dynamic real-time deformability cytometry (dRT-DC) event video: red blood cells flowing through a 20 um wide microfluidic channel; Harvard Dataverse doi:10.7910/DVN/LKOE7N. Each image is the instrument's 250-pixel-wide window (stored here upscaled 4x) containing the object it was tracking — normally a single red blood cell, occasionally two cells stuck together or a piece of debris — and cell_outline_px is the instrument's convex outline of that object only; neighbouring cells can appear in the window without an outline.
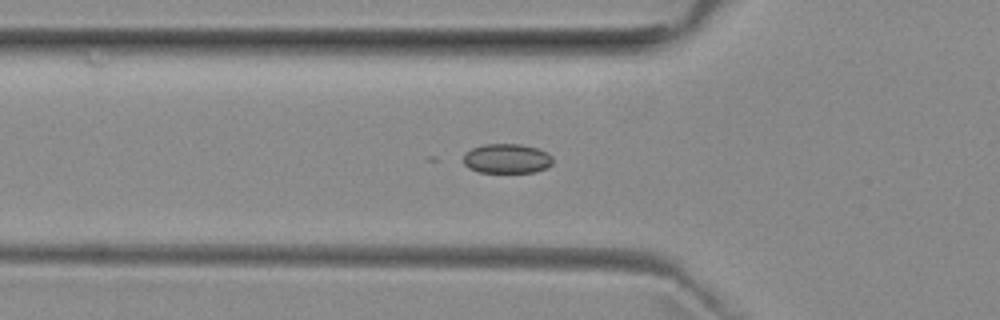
{"species": "common noctule bat (a hibernating species)", "species_latin": "Nyctalus noctula", "temperature_condition": "room temperature", "stored_images_in_passage": 48, "camera_frame_rate_fps": 3000, "um_per_image_px": 0.085, "animal": {"sex": "female", "body_mass_g": 29.2, "forearm_length_mm": 56.3}, "frame": {"image": 1, "passage_image": 17, "time_ms": 5.333, "image_size_px": [1000, 320], "cell_outline_px": [[552, 164], [548, 168], [536, 172], [480, 172], [468, 168], [464, 164], [464, 156], [472, 148], [484, 144], [520, 144], [536, 148], [548, 152], [552, 156]], "centroid_in_image_um": [43.12, 13.48], "position_along_channel_um": 82.7, "area_um2": 15.43}}
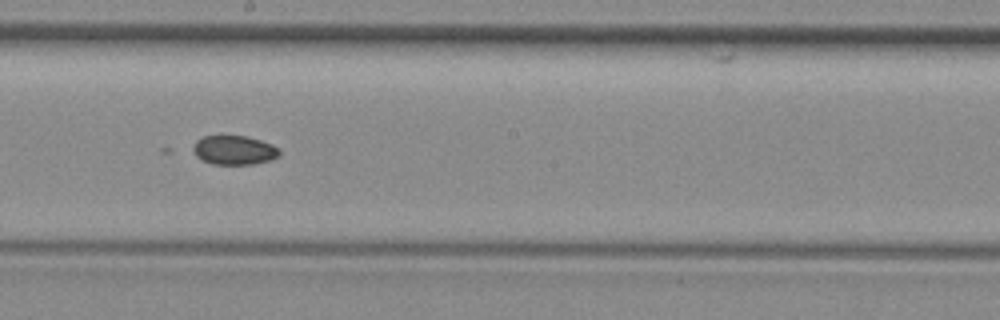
{"frame": {"image": 2, "passage_image": 28, "time_ms": 9.0, "image_size_px": [1000, 320], "cell_outline_px": [[280, 156], [272, 160], [252, 164], [212, 164], [200, 160], [188, 148], [196, 140], [204, 136], [244, 136], [260, 140], [272, 144], [280, 148]], "centroid_in_image_um": [19.86, 12.77], "position_along_channel_um": 228.3, "area_um2": 15.03}}
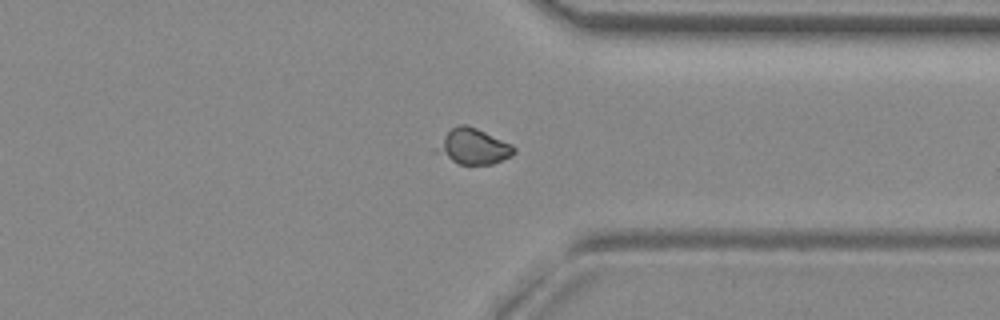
{"frame": {"image": 3, "passage_image": 39, "time_ms": 12.667, "image_size_px": [1000, 320], "cell_outline_px": [[516, 152], [512, 156], [492, 164], [460, 164], [432, 152], [432, 148], [452, 128], [460, 124], [468, 124], [512, 144], [516, 148]], "centroid_in_image_um": [40.2, 12.45], "position_along_channel_um": 371.2, "area_um2": 16.24}}